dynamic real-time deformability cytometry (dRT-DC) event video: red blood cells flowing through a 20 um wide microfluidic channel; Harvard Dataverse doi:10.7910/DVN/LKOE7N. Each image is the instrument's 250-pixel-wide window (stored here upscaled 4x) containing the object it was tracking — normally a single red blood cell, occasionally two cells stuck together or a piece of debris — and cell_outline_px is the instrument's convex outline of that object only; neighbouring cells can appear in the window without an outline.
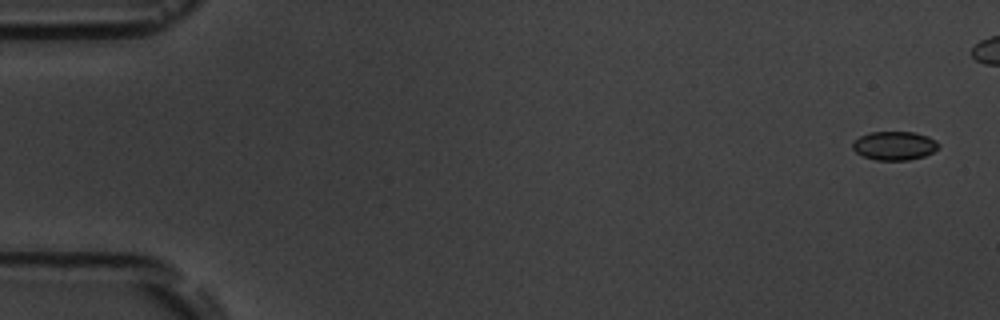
{"species": "common noctule bat (a hibernating species)", "species_latin": "Nyctalus noctula", "temperature_condition": "room temperature", "stored_images_in_passage": 12, "camera_frame_rate_fps": 3000, "um_per_image_px": 0.085, "animal": {"sex": "male", "body_mass_g": 19.5, "forearm_length_mm": 54.6}, "frame": {"image": 1, "passage_image": 1, "time_ms": 0.0, "image_size_px": [1000, 320], "cell_outline_px": [[940, 144], [932, 152], [924, 156], [908, 160], [876, 160], [864, 156], [856, 152], [852, 148], [852, 140], [860, 136], [872, 132], [916, 132], [928, 136], [936, 140]], "centroid_in_image_um": [76.01, 12.37], "position_along_channel_um": 9.0, "area_um2": 14.39}}
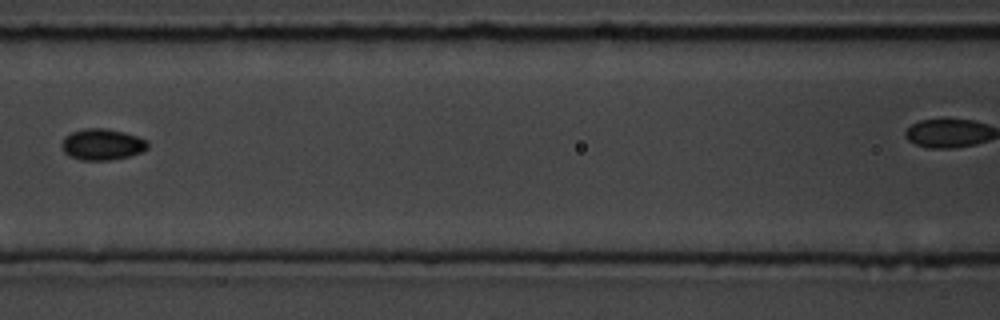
{"frame": {"image": 2, "passage_image": 7, "time_ms": 8.0, "image_size_px": [1000, 320], "cell_outline_px": [[148, 148], [140, 152], [128, 156], [112, 160], [80, 160], [64, 152], [60, 144], [64, 136], [72, 132], [84, 128], [104, 128], [124, 132], [148, 140]], "centroid_in_image_um": [8.67, 12.27], "position_along_channel_um": 157.9, "area_um2": 15.66}}